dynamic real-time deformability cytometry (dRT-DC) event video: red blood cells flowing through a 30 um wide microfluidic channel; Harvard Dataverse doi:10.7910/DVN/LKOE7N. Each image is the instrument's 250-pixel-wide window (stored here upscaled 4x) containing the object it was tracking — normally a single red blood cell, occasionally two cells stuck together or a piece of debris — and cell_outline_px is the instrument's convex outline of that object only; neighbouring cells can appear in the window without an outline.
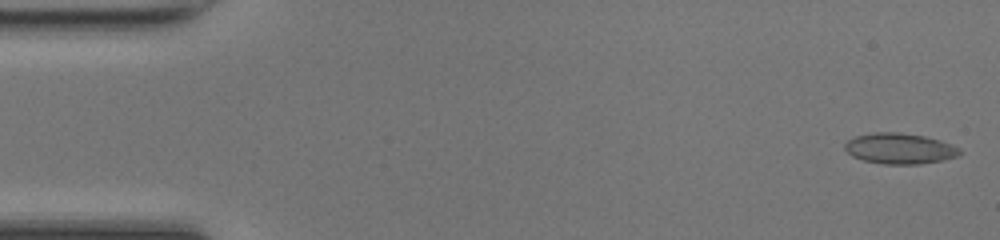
{"species": "common noctule bat (a hibernating species)", "species_latin": "Nyctalus noctula", "temperature_condition": "room temperature", "stored_images_in_passage": 8, "camera_frame_rate_fps": 3000, "um_per_image_px": 0.085, "animal": {"sex": "female", "body_mass_g": 17.0, "forearm_length_mm": 48.0}, "frame": {"image": 1, "passage_image": 1, "time_ms": 0.0, "image_size_px": [1000, 240], "cell_outline_px": [[964, 152], [956, 156], [940, 160], [920, 164], [884, 164], [864, 160], [852, 156], [844, 148], [844, 144], [848, 140], [856, 136], [876, 132], [896, 132], [924, 136], [940, 140], [952, 144], [960, 148]], "centroid_in_image_um": [76.48, 12.62], "position_along_channel_um": 8.5, "area_um2": 20.46}}